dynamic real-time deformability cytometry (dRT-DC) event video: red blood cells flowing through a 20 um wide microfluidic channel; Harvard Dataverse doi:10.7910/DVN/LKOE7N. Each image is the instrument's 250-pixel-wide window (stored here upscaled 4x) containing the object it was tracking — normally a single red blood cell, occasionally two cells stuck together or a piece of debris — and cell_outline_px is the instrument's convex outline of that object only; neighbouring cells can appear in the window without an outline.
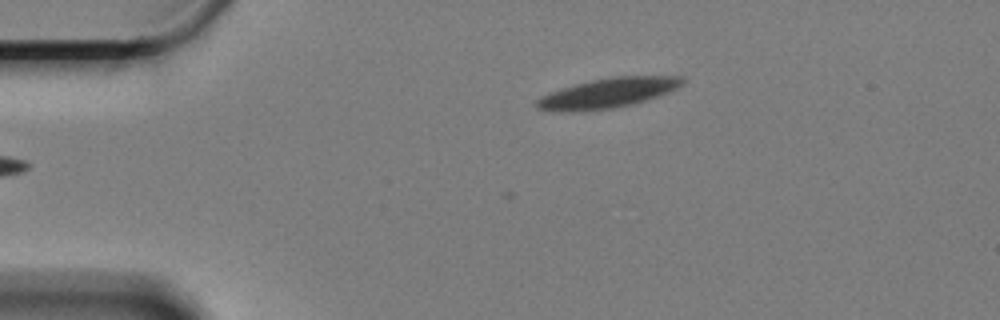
{"species": "Egyptian fruit bat (a non-hibernating species)", "species_latin": "Rousettus aegyptiacus", "temperature_condition": "cold", "stored_images_in_passage": 6, "camera_frame_rate_fps": 3000, "um_per_image_px": 0.085, "animal": {"sex": "female"}, "frame": {"image": 1, "passage_image": 1, "time_ms": 0.0, "image_size_px": [1000, 320], "cell_outline_px": [[684, 84], [660, 96], [632, 104], [612, 108], [552, 112], [536, 108], [536, 100], [540, 96], [548, 92], [560, 88], [592, 80], [612, 76], [684, 76]], "centroid_in_image_um": [51.66, 7.89], "position_along_channel_um": 33.3, "area_um2": 25.26}}